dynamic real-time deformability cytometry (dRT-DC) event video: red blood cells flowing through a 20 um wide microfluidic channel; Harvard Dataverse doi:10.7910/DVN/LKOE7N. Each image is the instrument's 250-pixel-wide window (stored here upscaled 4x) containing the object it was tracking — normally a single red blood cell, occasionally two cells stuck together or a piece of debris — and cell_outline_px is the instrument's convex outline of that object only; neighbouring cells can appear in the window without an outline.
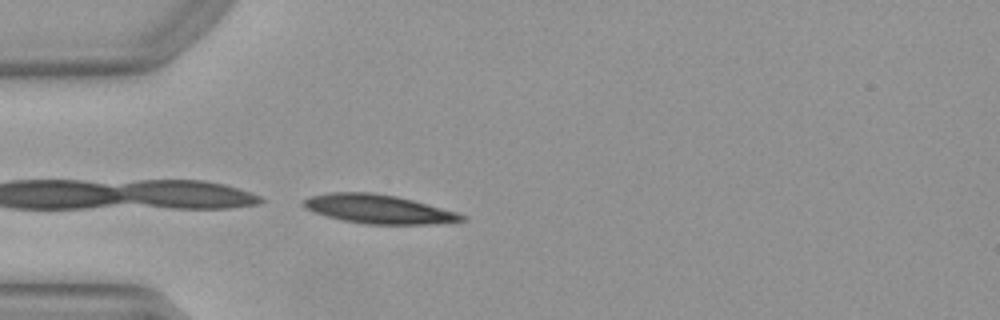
{"species": "Egyptian fruit bat (a non-hibernating species)", "species_latin": "Rousettus aegyptiacus", "temperature_condition": "warm", "stored_images_in_passage": 15, "camera_frame_rate_fps": 3000, "um_per_image_px": 0.085, "animal": {"sex": "female"}, "frame": {"image": 1, "passage_image": 15, "time_ms": 4.667, "image_size_px": [1000, 320], "cell_outline_px": [[468, 220], [436, 224], [368, 224], [344, 220], [328, 216], [304, 208], [300, 204], [304, 200], [312, 196], [328, 192], [372, 192], [396, 196], [412, 200], [456, 212], [468, 216]], "centroid_in_image_um": [32.2, 17.77], "position_along_channel_um": 52.8, "area_um2": 26.47}}